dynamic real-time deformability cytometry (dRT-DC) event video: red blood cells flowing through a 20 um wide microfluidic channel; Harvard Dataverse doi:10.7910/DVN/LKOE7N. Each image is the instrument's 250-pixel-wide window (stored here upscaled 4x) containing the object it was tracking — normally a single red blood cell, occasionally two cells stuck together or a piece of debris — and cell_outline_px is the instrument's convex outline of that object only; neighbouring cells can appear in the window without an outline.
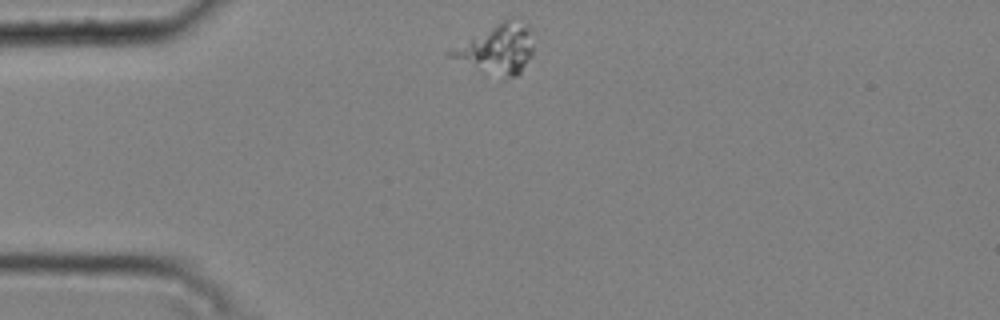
{"species": "common noctule bat (a hibernating species)", "species_latin": "Nyctalus noctula", "temperature_condition": "cold", "stored_images_in_passage": 33, "camera_frame_rate_fps": 3000, "um_per_image_px": 0.085, "animal": {"sex": "male", "body_mass_g": 20.4}, "frame": {"image": 1, "passage_image": 1, "time_ms": 0.0, "image_size_px": [1000, 320], "cell_outline_px": [[532, 56], [520, 72], [516, 76], [508, 76], [484, 72], [444, 56], [444, 52], [496, 24], [512, 16], [524, 20], [528, 24], [532, 48]], "centroid_in_image_um": [42.22, 4.13], "position_along_channel_um": 42.8, "area_um2": 23.58}}
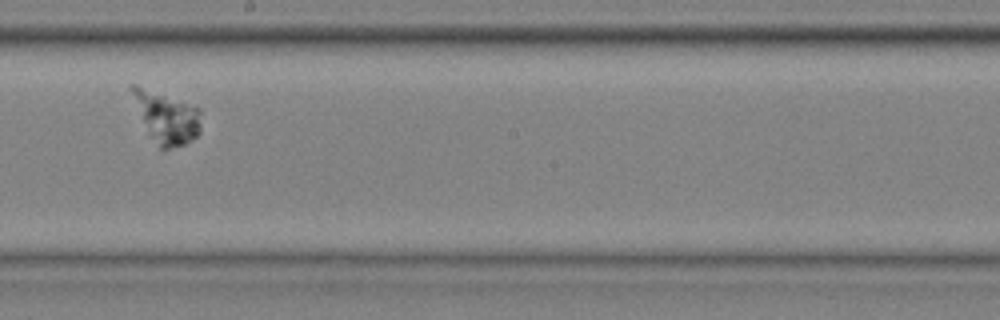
{"frame": {"image": 2, "passage_image": 19, "time_ms": 6.0, "image_size_px": [1000, 320], "cell_outline_px": [[200, 132], [192, 140], [184, 144], [168, 148], [160, 148], [152, 136], [128, 88], [128, 84], [136, 84], [200, 108]], "centroid_in_image_um": [14.17, 9.94], "position_along_channel_um": 234.0, "area_um2": 19.88}}
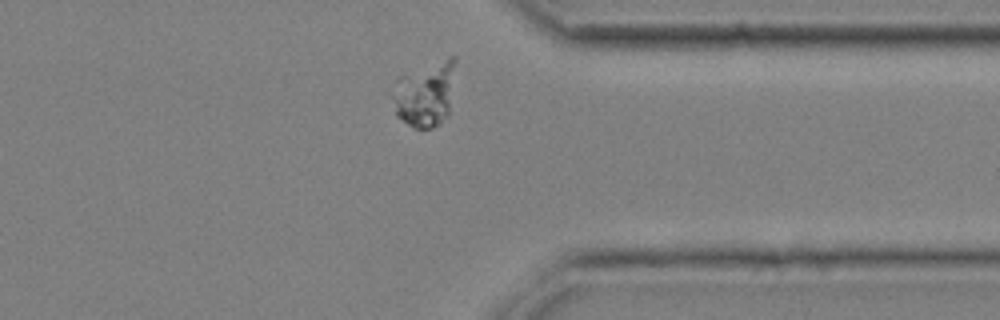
{"frame": {"image": 3, "passage_image": 31, "time_ms": 10.0, "image_size_px": [1000, 320], "cell_outline_px": [[456, 60], [448, 116], [440, 124], [432, 128], [412, 128], [396, 116], [396, 76], [452, 56], [456, 56]], "centroid_in_image_um": [36.18, 7.99], "position_along_channel_um": 375.2, "area_um2": 23.58}}